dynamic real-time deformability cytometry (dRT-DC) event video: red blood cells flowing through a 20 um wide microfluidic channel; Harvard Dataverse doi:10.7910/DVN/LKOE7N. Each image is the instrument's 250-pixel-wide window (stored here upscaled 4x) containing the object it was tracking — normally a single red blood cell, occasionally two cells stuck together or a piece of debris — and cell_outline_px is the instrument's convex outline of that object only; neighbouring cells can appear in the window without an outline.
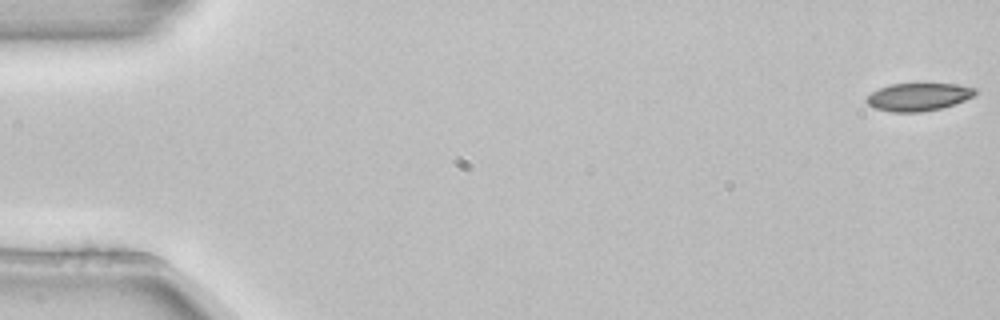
{"species": "common noctule bat (a hibernating species)", "species_latin": "Nyctalus noctula", "temperature_condition": "room temperature", "stored_images_in_passage": 6, "segment_of_instrument_passage": [1, 2], "camera_frame_rate_fps": 3000, "um_per_image_px": 0.085, "animal": {"sex": "female", "body_mass_g": 22.7, "forearm_length_mm": 54.2}, "frame": {"image": 1, "passage_image": 1, "time_ms": 0.0, "image_size_px": [1000, 320], "cell_outline_px": [[976, 92], [972, 96], [964, 100], [940, 108], [920, 112], [892, 112], [876, 108], [868, 104], [864, 100], [872, 92], [888, 84], [956, 84], [976, 88]], "centroid_in_image_um": [78.03, 8.23], "position_along_channel_um": 7.0, "area_um2": 17.34}}
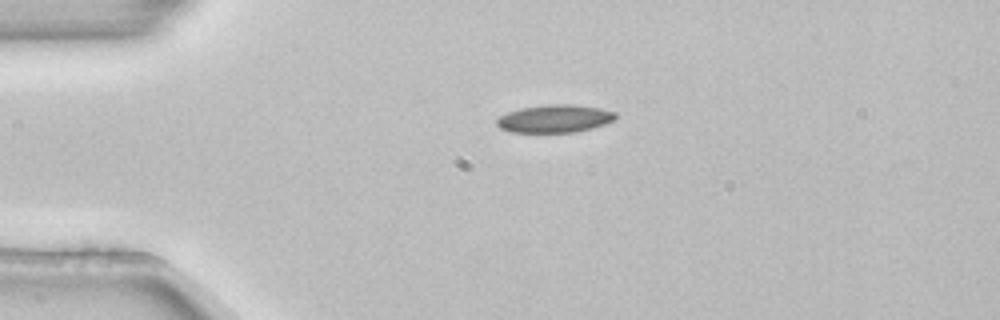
{"frame": {"image": 2, "passage_image": 4, "time_ms": 1.0, "image_size_px": [1000, 320], "cell_outline_px": [[616, 120], [592, 128], [576, 132], [512, 132], [500, 128], [496, 124], [496, 120], [500, 116], [508, 112], [520, 108], [548, 104], [568, 104], [600, 108], [616, 112]], "centroid_in_image_um": [47.16, 10.08], "position_along_channel_um": 37.8, "area_um2": 19.25}}